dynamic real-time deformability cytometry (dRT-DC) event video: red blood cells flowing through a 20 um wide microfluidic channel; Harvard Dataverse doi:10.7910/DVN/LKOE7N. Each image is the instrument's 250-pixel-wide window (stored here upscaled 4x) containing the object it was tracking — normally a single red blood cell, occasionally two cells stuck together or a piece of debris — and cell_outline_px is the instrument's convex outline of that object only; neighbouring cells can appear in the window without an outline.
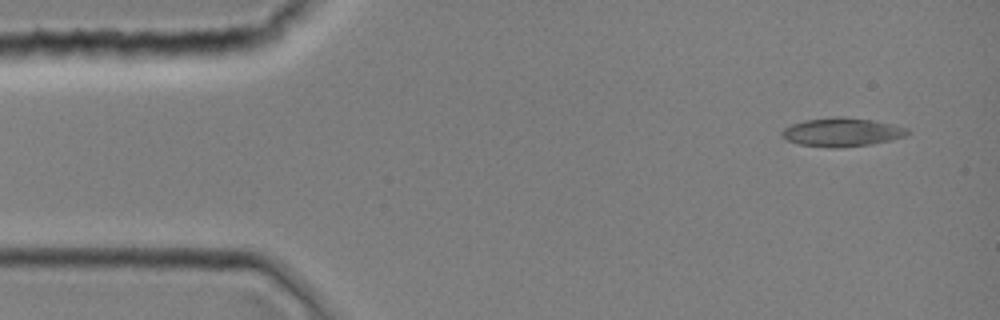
{"species": "common noctule bat (a hibernating species)", "species_latin": "Nyctalus noctula", "temperature_condition": "room temperature", "stored_images_in_passage": 1, "camera_frame_rate_fps": 3000, "um_per_image_px": 0.085, "animal": {"sex": "female", "body_mass_g": 19.0, "forearm_length_mm": 51.5}, "frame": {"image": 1, "passage_image": 1, "time_ms": 0.0, "image_size_px": [1000, 320], "cell_outline_px": [[912, 132], [904, 136], [892, 140], [872, 144], [840, 148], [828, 148], [800, 144], [788, 140], [780, 136], [780, 132], [784, 128], [792, 124], [804, 120], [836, 116], [844, 116], [872, 120], [892, 124], [908, 128]], "centroid_in_image_um": [71.57, 11.23], "position_along_channel_um": 13.4, "area_um2": 21.21}}